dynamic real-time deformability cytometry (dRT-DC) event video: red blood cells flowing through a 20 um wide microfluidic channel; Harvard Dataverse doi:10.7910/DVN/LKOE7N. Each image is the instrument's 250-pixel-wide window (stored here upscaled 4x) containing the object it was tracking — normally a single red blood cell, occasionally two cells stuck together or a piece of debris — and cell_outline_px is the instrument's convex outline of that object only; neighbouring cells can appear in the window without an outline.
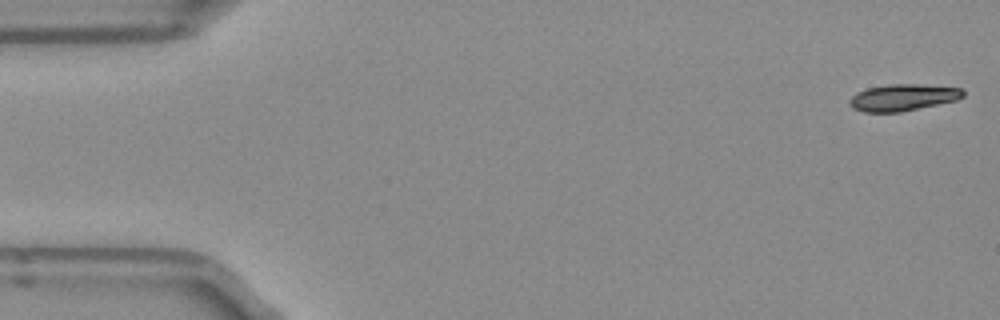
{"species": "Egyptian fruit bat (a non-hibernating species)", "species_latin": "Rousettus aegyptiacus", "temperature_condition": "room temperature", "stored_images_in_passage": 50, "camera_frame_rate_fps": 3000, "um_per_image_px": 0.085, "frame": {"image": 1, "passage_image": 1, "time_ms": 0.0, "image_size_px": [1000, 320], "cell_outline_px": [[964, 96], [956, 100], [900, 112], [864, 112], [852, 108], [848, 104], [848, 100], [856, 92], [868, 88], [888, 84], [920, 84], [964, 88]], "centroid_in_image_um": [76.73, 8.28], "position_along_channel_um": 8.3, "area_um2": 17.74}}
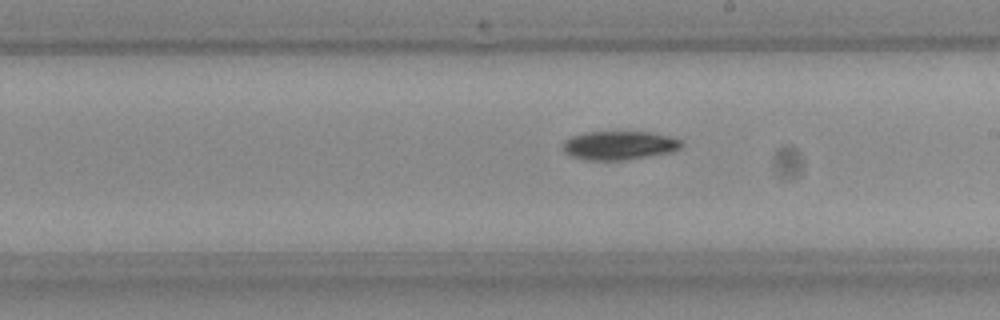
{"frame": {"image": 2, "passage_image": 28, "time_ms": 9.0, "image_size_px": [1000, 320], "cell_outline_px": [[684, 144], [680, 148], [672, 152], [624, 160], [588, 160], [572, 156], [564, 152], [560, 148], [560, 144], [564, 140], [572, 136], [584, 132], [652, 132], [672, 136], [680, 140]], "centroid_in_image_um": [52.61, 12.35], "position_along_channel_um": 236.4, "area_um2": 20.11}}
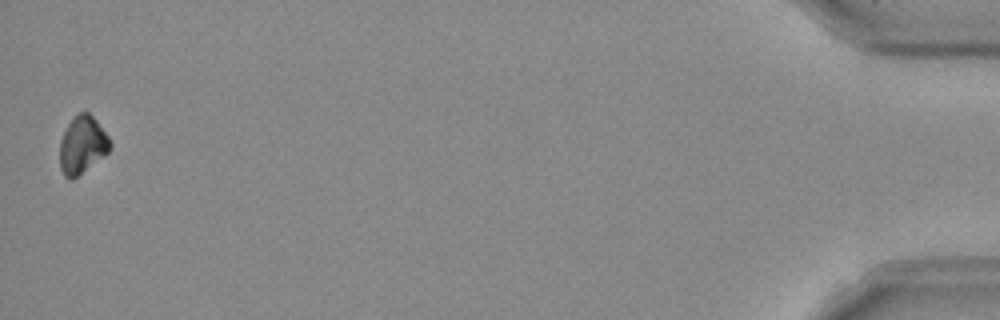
{"frame": {"image": 3, "passage_image": 50, "time_ms": 16.333, "image_size_px": [1000, 320], "cell_outline_px": [[112, 148], [104, 156], [76, 176], [64, 176], [60, 168], [60, 140], [68, 124], [76, 112], [88, 112], [96, 120], [108, 136], [112, 144]], "centroid_in_image_um": [7.01, 12.27], "position_along_channel_um": 428.2, "area_um2": 16.59}, "authors_computed_cell_mechanics": {"area_um2": 18.6405, "velocity_mm_per_s": 3.9553, "shape_relaxation_time_tau1_ms": 3.9273, "shape_relaxation_time_tau2_ms": null, "deformation_change_tau1": 0.1048, "deformation_change_tau2": null}}